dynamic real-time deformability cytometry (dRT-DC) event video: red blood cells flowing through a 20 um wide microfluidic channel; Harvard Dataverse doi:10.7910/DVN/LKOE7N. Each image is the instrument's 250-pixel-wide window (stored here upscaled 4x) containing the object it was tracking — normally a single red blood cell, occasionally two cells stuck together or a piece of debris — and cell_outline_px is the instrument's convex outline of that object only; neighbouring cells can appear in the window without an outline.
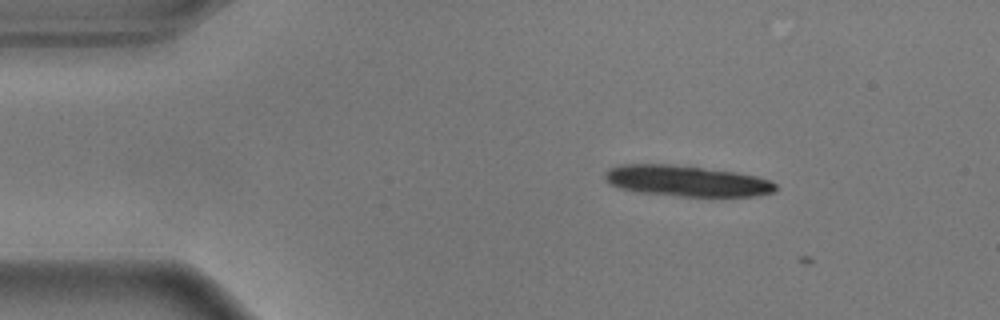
{"species": "common noctule bat (a hibernating species)", "species_latin": "Nyctalus noctula", "temperature_condition": "warm", "stored_images_in_passage": 10, "camera_frame_rate_fps": 3000, "um_per_image_px": 0.085, "animal": {"sex": "male", "body_mass_g": 17.9}, "frame": {"image": 1, "passage_image": 8, "time_ms": 2.333, "image_size_px": [1000, 320], "cell_outline_px": [[776, 192], [756, 196], [676, 196], [636, 192], [620, 188], [608, 184], [604, 180], [604, 172], [608, 168], [616, 164], [668, 164], [736, 172], [756, 176], [772, 180], [776, 184]], "centroid_in_image_um": [58.31, 15.38], "position_along_channel_um": 26.7, "area_um2": 31.1}}